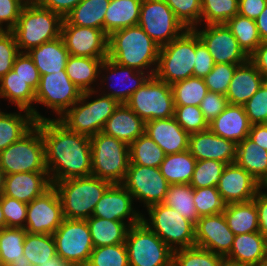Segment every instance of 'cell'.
<instances>
[{
    "label": "cell",
    "mask_w": 267,
    "mask_h": 266,
    "mask_svg": "<svg viewBox=\"0 0 267 266\" xmlns=\"http://www.w3.org/2000/svg\"><path fill=\"white\" fill-rule=\"evenodd\" d=\"M45 147V161L52 184L91 176L90 137L73 132L57 118L36 121Z\"/></svg>",
    "instance_id": "obj_1"
},
{
    "label": "cell",
    "mask_w": 267,
    "mask_h": 266,
    "mask_svg": "<svg viewBox=\"0 0 267 266\" xmlns=\"http://www.w3.org/2000/svg\"><path fill=\"white\" fill-rule=\"evenodd\" d=\"M159 49L160 46L139 25L126 27L109 35L108 58L141 72L149 68L150 76L155 75Z\"/></svg>",
    "instance_id": "obj_2"
},
{
    "label": "cell",
    "mask_w": 267,
    "mask_h": 266,
    "mask_svg": "<svg viewBox=\"0 0 267 266\" xmlns=\"http://www.w3.org/2000/svg\"><path fill=\"white\" fill-rule=\"evenodd\" d=\"M63 20L60 14L41 7L36 1L26 3L11 30L19 52H28L31 48L60 37Z\"/></svg>",
    "instance_id": "obj_3"
},
{
    "label": "cell",
    "mask_w": 267,
    "mask_h": 266,
    "mask_svg": "<svg viewBox=\"0 0 267 266\" xmlns=\"http://www.w3.org/2000/svg\"><path fill=\"white\" fill-rule=\"evenodd\" d=\"M111 185L109 181L92 175L53 183L62 203L64 218L78 220L92 216L96 203Z\"/></svg>",
    "instance_id": "obj_4"
},
{
    "label": "cell",
    "mask_w": 267,
    "mask_h": 266,
    "mask_svg": "<svg viewBox=\"0 0 267 266\" xmlns=\"http://www.w3.org/2000/svg\"><path fill=\"white\" fill-rule=\"evenodd\" d=\"M95 93H98V90L82 92L80 99L57 119L69 130L88 137L103 131L107 119L119 103L102 93L97 99L87 102Z\"/></svg>",
    "instance_id": "obj_5"
},
{
    "label": "cell",
    "mask_w": 267,
    "mask_h": 266,
    "mask_svg": "<svg viewBox=\"0 0 267 266\" xmlns=\"http://www.w3.org/2000/svg\"><path fill=\"white\" fill-rule=\"evenodd\" d=\"M90 141L91 175L122 184L130 164L129 145L102 131L90 137Z\"/></svg>",
    "instance_id": "obj_6"
},
{
    "label": "cell",
    "mask_w": 267,
    "mask_h": 266,
    "mask_svg": "<svg viewBox=\"0 0 267 266\" xmlns=\"http://www.w3.org/2000/svg\"><path fill=\"white\" fill-rule=\"evenodd\" d=\"M195 30L186 29L180 36L159 49L155 76L169 85L193 77Z\"/></svg>",
    "instance_id": "obj_7"
},
{
    "label": "cell",
    "mask_w": 267,
    "mask_h": 266,
    "mask_svg": "<svg viewBox=\"0 0 267 266\" xmlns=\"http://www.w3.org/2000/svg\"><path fill=\"white\" fill-rule=\"evenodd\" d=\"M149 222L144 223L173 251L195 246V225L164 203L147 208Z\"/></svg>",
    "instance_id": "obj_8"
},
{
    "label": "cell",
    "mask_w": 267,
    "mask_h": 266,
    "mask_svg": "<svg viewBox=\"0 0 267 266\" xmlns=\"http://www.w3.org/2000/svg\"><path fill=\"white\" fill-rule=\"evenodd\" d=\"M0 168L5 175L21 172H48L44 142L37 125L20 140L0 152Z\"/></svg>",
    "instance_id": "obj_9"
},
{
    "label": "cell",
    "mask_w": 267,
    "mask_h": 266,
    "mask_svg": "<svg viewBox=\"0 0 267 266\" xmlns=\"http://www.w3.org/2000/svg\"><path fill=\"white\" fill-rule=\"evenodd\" d=\"M125 245L129 266H172L173 250L142 222L129 227Z\"/></svg>",
    "instance_id": "obj_10"
},
{
    "label": "cell",
    "mask_w": 267,
    "mask_h": 266,
    "mask_svg": "<svg viewBox=\"0 0 267 266\" xmlns=\"http://www.w3.org/2000/svg\"><path fill=\"white\" fill-rule=\"evenodd\" d=\"M144 122L174 116V99L171 85L155 75L138 88L125 103Z\"/></svg>",
    "instance_id": "obj_11"
},
{
    "label": "cell",
    "mask_w": 267,
    "mask_h": 266,
    "mask_svg": "<svg viewBox=\"0 0 267 266\" xmlns=\"http://www.w3.org/2000/svg\"><path fill=\"white\" fill-rule=\"evenodd\" d=\"M57 255L72 266H86L94 248L86 220L65 218L52 234Z\"/></svg>",
    "instance_id": "obj_12"
},
{
    "label": "cell",
    "mask_w": 267,
    "mask_h": 266,
    "mask_svg": "<svg viewBox=\"0 0 267 266\" xmlns=\"http://www.w3.org/2000/svg\"><path fill=\"white\" fill-rule=\"evenodd\" d=\"M138 25L160 47L186 30L164 0H143Z\"/></svg>",
    "instance_id": "obj_13"
},
{
    "label": "cell",
    "mask_w": 267,
    "mask_h": 266,
    "mask_svg": "<svg viewBox=\"0 0 267 266\" xmlns=\"http://www.w3.org/2000/svg\"><path fill=\"white\" fill-rule=\"evenodd\" d=\"M82 91L70 80L66 70L41 75L35 103L47 106L61 117L81 97Z\"/></svg>",
    "instance_id": "obj_14"
},
{
    "label": "cell",
    "mask_w": 267,
    "mask_h": 266,
    "mask_svg": "<svg viewBox=\"0 0 267 266\" xmlns=\"http://www.w3.org/2000/svg\"><path fill=\"white\" fill-rule=\"evenodd\" d=\"M122 185L148 208L163 203L170 184L159 168L130 163Z\"/></svg>",
    "instance_id": "obj_15"
},
{
    "label": "cell",
    "mask_w": 267,
    "mask_h": 266,
    "mask_svg": "<svg viewBox=\"0 0 267 266\" xmlns=\"http://www.w3.org/2000/svg\"><path fill=\"white\" fill-rule=\"evenodd\" d=\"M64 219L60 197L52 186L27 204L25 230L31 234H53Z\"/></svg>",
    "instance_id": "obj_16"
},
{
    "label": "cell",
    "mask_w": 267,
    "mask_h": 266,
    "mask_svg": "<svg viewBox=\"0 0 267 266\" xmlns=\"http://www.w3.org/2000/svg\"><path fill=\"white\" fill-rule=\"evenodd\" d=\"M205 29L194 30L208 48L215 64L229 63L241 65L249 60L226 24H208Z\"/></svg>",
    "instance_id": "obj_17"
},
{
    "label": "cell",
    "mask_w": 267,
    "mask_h": 266,
    "mask_svg": "<svg viewBox=\"0 0 267 266\" xmlns=\"http://www.w3.org/2000/svg\"><path fill=\"white\" fill-rule=\"evenodd\" d=\"M61 37L69 55L107 58L109 36L104 30L75 25H62Z\"/></svg>",
    "instance_id": "obj_18"
},
{
    "label": "cell",
    "mask_w": 267,
    "mask_h": 266,
    "mask_svg": "<svg viewBox=\"0 0 267 266\" xmlns=\"http://www.w3.org/2000/svg\"><path fill=\"white\" fill-rule=\"evenodd\" d=\"M133 196L122 184H112L96 203L93 217L126 223L129 226L142 222V213L134 210ZM125 219V220H124Z\"/></svg>",
    "instance_id": "obj_19"
},
{
    "label": "cell",
    "mask_w": 267,
    "mask_h": 266,
    "mask_svg": "<svg viewBox=\"0 0 267 266\" xmlns=\"http://www.w3.org/2000/svg\"><path fill=\"white\" fill-rule=\"evenodd\" d=\"M234 236L223 213L201 216L195 224V246L222 257L229 254Z\"/></svg>",
    "instance_id": "obj_20"
},
{
    "label": "cell",
    "mask_w": 267,
    "mask_h": 266,
    "mask_svg": "<svg viewBox=\"0 0 267 266\" xmlns=\"http://www.w3.org/2000/svg\"><path fill=\"white\" fill-rule=\"evenodd\" d=\"M260 183L236 163L227 164L217 184V190L226 204L253 200Z\"/></svg>",
    "instance_id": "obj_21"
},
{
    "label": "cell",
    "mask_w": 267,
    "mask_h": 266,
    "mask_svg": "<svg viewBox=\"0 0 267 266\" xmlns=\"http://www.w3.org/2000/svg\"><path fill=\"white\" fill-rule=\"evenodd\" d=\"M237 145L207 129L189 135L188 150L196 160L213 159L227 165L235 163Z\"/></svg>",
    "instance_id": "obj_22"
},
{
    "label": "cell",
    "mask_w": 267,
    "mask_h": 266,
    "mask_svg": "<svg viewBox=\"0 0 267 266\" xmlns=\"http://www.w3.org/2000/svg\"><path fill=\"white\" fill-rule=\"evenodd\" d=\"M53 186L48 172H21L5 175L3 195L30 203Z\"/></svg>",
    "instance_id": "obj_23"
},
{
    "label": "cell",
    "mask_w": 267,
    "mask_h": 266,
    "mask_svg": "<svg viewBox=\"0 0 267 266\" xmlns=\"http://www.w3.org/2000/svg\"><path fill=\"white\" fill-rule=\"evenodd\" d=\"M145 133L166 155L188 150L189 134L177 123L174 116L145 122Z\"/></svg>",
    "instance_id": "obj_24"
},
{
    "label": "cell",
    "mask_w": 267,
    "mask_h": 266,
    "mask_svg": "<svg viewBox=\"0 0 267 266\" xmlns=\"http://www.w3.org/2000/svg\"><path fill=\"white\" fill-rule=\"evenodd\" d=\"M102 70L103 71L105 70V72L107 71L110 74V76L109 75H106V76L102 75V79L100 81L102 83L106 82L110 79H111V81H113L112 78H114L115 76H116L115 78H117L119 75L121 76L122 81L125 80L124 82H122L119 79L120 82L122 83V85L123 86L125 85L124 87L123 86L121 87L123 89H118V88L114 89L113 86H110V89H109L110 92L109 93L108 92L102 93L104 95H108V96L112 97L119 104H125L129 100L130 96L138 88H140L150 77V71H148V70L146 71L147 74H145V71L141 72V71H137V70L130 68V67L119 65L115 61H113L112 59H110L108 57L106 59H104L103 63L101 64L100 74L102 73ZM130 81H132V82H130ZM111 90H112V92H111Z\"/></svg>",
    "instance_id": "obj_25"
},
{
    "label": "cell",
    "mask_w": 267,
    "mask_h": 266,
    "mask_svg": "<svg viewBox=\"0 0 267 266\" xmlns=\"http://www.w3.org/2000/svg\"><path fill=\"white\" fill-rule=\"evenodd\" d=\"M251 124L243 105L228 106L211 122L209 129L226 140L237 144L249 136Z\"/></svg>",
    "instance_id": "obj_26"
},
{
    "label": "cell",
    "mask_w": 267,
    "mask_h": 266,
    "mask_svg": "<svg viewBox=\"0 0 267 266\" xmlns=\"http://www.w3.org/2000/svg\"><path fill=\"white\" fill-rule=\"evenodd\" d=\"M264 81L263 75L250 60L238 65L226 93L228 103L244 105L258 91Z\"/></svg>",
    "instance_id": "obj_27"
},
{
    "label": "cell",
    "mask_w": 267,
    "mask_h": 266,
    "mask_svg": "<svg viewBox=\"0 0 267 266\" xmlns=\"http://www.w3.org/2000/svg\"><path fill=\"white\" fill-rule=\"evenodd\" d=\"M102 132L130 145L145 133V122L126 104H119L107 119Z\"/></svg>",
    "instance_id": "obj_28"
},
{
    "label": "cell",
    "mask_w": 267,
    "mask_h": 266,
    "mask_svg": "<svg viewBox=\"0 0 267 266\" xmlns=\"http://www.w3.org/2000/svg\"><path fill=\"white\" fill-rule=\"evenodd\" d=\"M0 98L8 99L21 112L23 109L30 111L36 121L46 119L32 106L35 91L13 69L0 79Z\"/></svg>",
    "instance_id": "obj_29"
},
{
    "label": "cell",
    "mask_w": 267,
    "mask_h": 266,
    "mask_svg": "<svg viewBox=\"0 0 267 266\" xmlns=\"http://www.w3.org/2000/svg\"><path fill=\"white\" fill-rule=\"evenodd\" d=\"M226 258L246 266H257L267 259V240L259 232L235 235Z\"/></svg>",
    "instance_id": "obj_30"
},
{
    "label": "cell",
    "mask_w": 267,
    "mask_h": 266,
    "mask_svg": "<svg viewBox=\"0 0 267 266\" xmlns=\"http://www.w3.org/2000/svg\"><path fill=\"white\" fill-rule=\"evenodd\" d=\"M28 55L32 58L40 75L65 70L69 55L62 37L31 48Z\"/></svg>",
    "instance_id": "obj_31"
},
{
    "label": "cell",
    "mask_w": 267,
    "mask_h": 266,
    "mask_svg": "<svg viewBox=\"0 0 267 266\" xmlns=\"http://www.w3.org/2000/svg\"><path fill=\"white\" fill-rule=\"evenodd\" d=\"M143 0H110L104 18V31L109 36L126 27L136 26Z\"/></svg>",
    "instance_id": "obj_32"
},
{
    "label": "cell",
    "mask_w": 267,
    "mask_h": 266,
    "mask_svg": "<svg viewBox=\"0 0 267 266\" xmlns=\"http://www.w3.org/2000/svg\"><path fill=\"white\" fill-rule=\"evenodd\" d=\"M109 4L110 0H82L64 17L62 25L104 30V18Z\"/></svg>",
    "instance_id": "obj_33"
},
{
    "label": "cell",
    "mask_w": 267,
    "mask_h": 266,
    "mask_svg": "<svg viewBox=\"0 0 267 266\" xmlns=\"http://www.w3.org/2000/svg\"><path fill=\"white\" fill-rule=\"evenodd\" d=\"M106 58L70 55L65 67L70 80L82 91H92V83L100 77V67Z\"/></svg>",
    "instance_id": "obj_34"
},
{
    "label": "cell",
    "mask_w": 267,
    "mask_h": 266,
    "mask_svg": "<svg viewBox=\"0 0 267 266\" xmlns=\"http://www.w3.org/2000/svg\"><path fill=\"white\" fill-rule=\"evenodd\" d=\"M235 163L260 184L267 177V151L249 137L238 143Z\"/></svg>",
    "instance_id": "obj_35"
},
{
    "label": "cell",
    "mask_w": 267,
    "mask_h": 266,
    "mask_svg": "<svg viewBox=\"0 0 267 266\" xmlns=\"http://www.w3.org/2000/svg\"><path fill=\"white\" fill-rule=\"evenodd\" d=\"M223 214L234 235L259 232L257 207L253 200L226 204Z\"/></svg>",
    "instance_id": "obj_36"
},
{
    "label": "cell",
    "mask_w": 267,
    "mask_h": 266,
    "mask_svg": "<svg viewBox=\"0 0 267 266\" xmlns=\"http://www.w3.org/2000/svg\"><path fill=\"white\" fill-rule=\"evenodd\" d=\"M23 112L24 114L0 111V152L20 140L36 125L32 113L24 109Z\"/></svg>",
    "instance_id": "obj_37"
},
{
    "label": "cell",
    "mask_w": 267,
    "mask_h": 266,
    "mask_svg": "<svg viewBox=\"0 0 267 266\" xmlns=\"http://www.w3.org/2000/svg\"><path fill=\"white\" fill-rule=\"evenodd\" d=\"M91 239L96 247L125 243L129 224L91 216L86 220Z\"/></svg>",
    "instance_id": "obj_38"
},
{
    "label": "cell",
    "mask_w": 267,
    "mask_h": 266,
    "mask_svg": "<svg viewBox=\"0 0 267 266\" xmlns=\"http://www.w3.org/2000/svg\"><path fill=\"white\" fill-rule=\"evenodd\" d=\"M196 161L189 150H186L166 155L159 169L169 184H189Z\"/></svg>",
    "instance_id": "obj_39"
},
{
    "label": "cell",
    "mask_w": 267,
    "mask_h": 266,
    "mask_svg": "<svg viewBox=\"0 0 267 266\" xmlns=\"http://www.w3.org/2000/svg\"><path fill=\"white\" fill-rule=\"evenodd\" d=\"M193 196L194 188L190 184H170L163 203L195 225L199 216Z\"/></svg>",
    "instance_id": "obj_40"
},
{
    "label": "cell",
    "mask_w": 267,
    "mask_h": 266,
    "mask_svg": "<svg viewBox=\"0 0 267 266\" xmlns=\"http://www.w3.org/2000/svg\"><path fill=\"white\" fill-rule=\"evenodd\" d=\"M130 163L159 168L165 152L146 133L129 145Z\"/></svg>",
    "instance_id": "obj_41"
},
{
    "label": "cell",
    "mask_w": 267,
    "mask_h": 266,
    "mask_svg": "<svg viewBox=\"0 0 267 266\" xmlns=\"http://www.w3.org/2000/svg\"><path fill=\"white\" fill-rule=\"evenodd\" d=\"M225 24L248 56L262 43L255 20L237 14Z\"/></svg>",
    "instance_id": "obj_42"
},
{
    "label": "cell",
    "mask_w": 267,
    "mask_h": 266,
    "mask_svg": "<svg viewBox=\"0 0 267 266\" xmlns=\"http://www.w3.org/2000/svg\"><path fill=\"white\" fill-rule=\"evenodd\" d=\"M23 249L24 257L31 262L32 266H39L57 254L52 234L27 233Z\"/></svg>",
    "instance_id": "obj_43"
},
{
    "label": "cell",
    "mask_w": 267,
    "mask_h": 266,
    "mask_svg": "<svg viewBox=\"0 0 267 266\" xmlns=\"http://www.w3.org/2000/svg\"><path fill=\"white\" fill-rule=\"evenodd\" d=\"M25 228L4 227L0 229L1 266H10L24 255Z\"/></svg>",
    "instance_id": "obj_44"
},
{
    "label": "cell",
    "mask_w": 267,
    "mask_h": 266,
    "mask_svg": "<svg viewBox=\"0 0 267 266\" xmlns=\"http://www.w3.org/2000/svg\"><path fill=\"white\" fill-rule=\"evenodd\" d=\"M174 105L200 106L209 92L204 78L190 77L171 85Z\"/></svg>",
    "instance_id": "obj_45"
},
{
    "label": "cell",
    "mask_w": 267,
    "mask_h": 266,
    "mask_svg": "<svg viewBox=\"0 0 267 266\" xmlns=\"http://www.w3.org/2000/svg\"><path fill=\"white\" fill-rule=\"evenodd\" d=\"M201 20L208 24H225L239 12V0H201Z\"/></svg>",
    "instance_id": "obj_46"
},
{
    "label": "cell",
    "mask_w": 267,
    "mask_h": 266,
    "mask_svg": "<svg viewBox=\"0 0 267 266\" xmlns=\"http://www.w3.org/2000/svg\"><path fill=\"white\" fill-rule=\"evenodd\" d=\"M222 258L212 251L192 246L173 251L172 266H219Z\"/></svg>",
    "instance_id": "obj_47"
},
{
    "label": "cell",
    "mask_w": 267,
    "mask_h": 266,
    "mask_svg": "<svg viewBox=\"0 0 267 266\" xmlns=\"http://www.w3.org/2000/svg\"><path fill=\"white\" fill-rule=\"evenodd\" d=\"M225 163L213 159L197 160L191 182L193 188L217 187Z\"/></svg>",
    "instance_id": "obj_48"
},
{
    "label": "cell",
    "mask_w": 267,
    "mask_h": 266,
    "mask_svg": "<svg viewBox=\"0 0 267 266\" xmlns=\"http://www.w3.org/2000/svg\"><path fill=\"white\" fill-rule=\"evenodd\" d=\"M86 266H129L125 243L93 248Z\"/></svg>",
    "instance_id": "obj_49"
},
{
    "label": "cell",
    "mask_w": 267,
    "mask_h": 266,
    "mask_svg": "<svg viewBox=\"0 0 267 266\" xmlns=\"http://www.w3.org/2000/svg\"><path fill=\"white\" fill-rule=\"evenodd\" d=\"M193 200L199 217L223 213L226 207L217 187L194 188Z\"/></svg>",
    "instance_id": "obj_50"
},
{
    "label": "cell",
    "mask_w": 267,
    "mask_h": 266,
    "mask_svg": "<svg viewBox=\"0 0 267 266\" xmlns=\"http://www.w3.org/2000/svg\"><path fill=\"white\" fill-rule=\"evenodd\" d=\"M174 117L177 123L190 135L209 129V123L204 118L199 106L174 105Z\"/></svg>",
    "instance_id": "obj_51"
},
{
    "label": "cell",
    "mask_w": 267,
    "mask_h": 266,
    "mask_svg": "<svg viewBox=\"0 0 267 266\" xmlns=\"http://www.w3.org/2000/svg\"><path fill=\"white\" fill-rule=\"evenodd\" d=\"M186 29H194L201 20V0H164Z\"/></svg>",
    "instance_id": "obj_52"
},
{
    "label": "cell",
    "mask_w": 267,
    "mask_h": 266,
    "mask_svg": "<svg viewBox=\"0 0 267 266\" xmlns=\"http://www.w3.org/2000/svg\"><path fill=\"white\" fill-rule=\"evenodd\" d=\"M237 66L229 63L214 64L212 71L204 77L208 91L226 95Z\"/></svg>",
    "instance_id": "obj_53"
},
{
    "label": "cell",
    "mask_w": 267,
    "mask_h": 266,
    "mask_svg": "<svg viewBox=\"0 0 267 266\" xmlns=\"http://www.w3.org/2000/svg\"><path fill=\"white\" fill-rule=\"evenodd\" d=\"M243 107L251 125L267 124V80Z\"/></svg>",
    "instance_id": "obj_54"
},
{
    "label": "cell",
    "mask_w": 267,
    "mask_h": 266,
    "mask_svg": "<svg viewBox=\"0 0 267 266\" xmlns=\"http://www.w3.org/2000/svg\"><path fill=\"white\" fill-rule=\"evenodd\" d=\"M1 205L5 217V227L25 228L27 203L2 195Z\"/></svg>",
    "instance_id": "obj_55"
},
{
    "label": "cell",
    "mask_w": 267,
    "mask_h": 266,
    "mask_svg": "<svg viewBox=\"0 0 267 266\" xmlns=\"http://www.w3.org/2000/svg\"><path fill=\"white\" fill-rule=\"evenodd\" d=\"M19 53L14 34L11 31H0V79L12 70Z\"/></svg>",
    "instance_id": "obj_56"
},
{
    "label": "cell",
    "mask_w": 267,
    "mask_h": 266,
    "mask_svg": "<svg viewBox=\"0 0 267 266\" xmlns=\"http://www.w3.org/2000/svg\"><path fill=\"white\" fill-rule=\"evenodd\" d=\"M12 69L36 92L41 75L27 52L16 56Z\"/></svg>",
    "instance_id": "obj_57"
},
{
    "label": "cell",
    "mask_w": 267,
    "mask_h": 266,
    "mask_svg": "<svg viewBox=\"0 0 267 266\" xmlns=\"http://www.w3.org/2000/svg\"><path fill=\"white\" fill-rule=\"evenodd\" d=\"M215 61L209 53L208 48L200 40L197 32L195 31V62L193 77L204 78L213 69Z\"/></svg>",
    "instance_id": "obj_58"
},
{
    "label": "cell",
    "mask_w": 267,
    "mask_h": 266,
    "mask_svg": "<svg viewBox=\"0 0 267 266\" xmlns=\"http://www.w3.org/2000/svg\"><path fill=\"white\" fill-rule=\"evenodd\" d=\"M25 4L23 0H0V31H11L15 27ZM3 23H6L5 29Z\"/></svg>",
    "instance_id": "obj_59"
},
{
    "label": "cell",
    "mask_w": 267,
    "mask_h": 266,
    "mask_svg": "<svg viewBox=\"0 0 267 266\" xmlns=\"http://www.w3.org/2000/svg\"><path fill=\"white\" fill-rule=\"evenodd\" d=\"M228 104L226 95L208 92L202 99L199 107L204 115V118L209 123L216 118L228 106Z\"/></svg>",
    "instance_id": "obj_60"
},
{
    "label": "cell",
    "mask_w": 267,
    "mask_h": 266,
    "mask_svg": "<svg viewBox=\"0 0 267 266\" xmlns=\"http://www.w3.org/2000/svg\"><path fill=\"white\" fill-rule=\"evenodd\" d=\"M259 188L253 201L257 207L259 233L267 240V192Z\"/></svg>",
    "instance_id": "obj_61"
},
{
    "label": "cell",
    "mask_w": 267,
    "mask_h": 266,
    "mask_svg": "<svg viewBox=\"0 0 267 266\" xmlns=\"http://www.w3.org/2000/svg\"><path fill=\"white\" fill-rule=\"evenodd\" d=\"M41 7L60 14L63 18L82 0H35Z\"/></svg>",
    "instance_id": "obj_62"
},
{
    "label": "cell",
    "mask_w": 267,
    "mask_h": 266,
    "mask_svg": "<svg viewBox=\"0 0 267 266\" xmlns=\"http://www.w3.org/2000/svg\"><path fill=\"white\" fill-rule=\"evenodd\" d=\"M267 5V0H239L238 14L256 20Z\"/></svg>",
    "instance_id": "obj_63"
},
{
    "label": "cell",
    "mask_w": 267,
    "mask_h": 266,
    "mask_svg": "<svg viewBox=\"0 0 267 266\" xmlns=\"http://www.w3.org/2000/svg\"><path fill=\"white\" fill-rule=\"evenodd\" d=\"M249 60L267 80V42H262L249 56Z\"/></svg>",
    "instance_id": "obj_64"
},
{
    "label": "cell",
    "mask_w": 267,
    "mask_h": 266,
    "mask_svg": "<svg viewBox=\"0 0 267 266\" xmlns=\"http://www.w3.org/2000/svg\"><path fill=\"white\" fill-rule=\"evenodd\" d=\"M248 137L267 151V124L251 125Z\"/></svg>",
    "instance_id": "obj_65"
},
{
    "label": "cell",
    "mask_w": 267,
    "mask_h": 266,
    "mask_svg": "<svg viewBox=\"0 0 267 266\" xmlns=\"http://www.w3.org/2000/svg\"><path fill=\"white\" fill-rule=\"evenodd\" d=\"M255 21L262 42H267V5Z\"/></svg>",
    "instance_id": "obj_66"
},
{
    "label": "cell",
    "mask_w": 267,
    "mask_h": 266,
    "mask_svg": "<svg viewBox=\"0 0 267 266\" xmlns=\"http://www.w3.org/2000/svg\"><path fill=\"white\" fill-rule=\"evenodd\" d=\"M39 266H72V265L56 254L55 256L51 257L50 260L45 261Z\"/></svg>",
    "instance_id": "obj_67"
},
{
    "label": "cell",
    "mask_w": 267,
    "mask_h": 266,
    "mask_svg": "<svg viewBox=\"0 0 267 266\" xmlns=\"http://www.w3.org/2000/svg\"><path fill=\"white\" fill-rule=\"evenodd\" d=\"M219 266H246V265L240 264V263H238L236 261H233V260H230V259H228L226 257H223L221 259V262H220Z\"/></svg>",
    "instance_id": "obj_68"
},
{
    "label": "cell",
    "mask_w": 267,
    "mask_h": 266,
    "mask_svg": "<svg viewBox=\"0 0 267 266\" xmlns=\"http://www.w3.org/2000/svg\"><path fill=\"white\" fill-rule=\"evenodd\" d=\"M10 266H32L31 262L24 257V255L22 256L21 259L17 260V261H13V263Z\"/></svg>",
    "instance_id": "obj_69"
},
{
    "label": "cell",
    "mask_w": 267,
    "mask_h": 266,
    "mask_svg": "<svg viewBox=\"0 0 267 266\" xmlns=\"http://www.w3.org/2000/svg\"><path fill=\"white\" fill-rule=\"evenodd\" d=\"M5 174L0 168V197L3 195Z\"/></svg>",
    "instance_id": "obj_70"
},
{
    "label": "cell",
    "mask_w": 267,
    "mask_h": 266,
    "mask_svg": "<svg viewBox=\"0 0 267 266\" xmlns=\"http://www.w3.org/2000/svg\"><path fill=\"white\" fill-rule=\"evenodd\" d=\"M5 227V217L2 211L1 197H0V229Z\"/></svg>",
    "instance_id": "obj_71"
},
{
    "label": "cell",
    "mask_w": 267,
    "mask_h": 266,
    "mask_svg": "<svg viewBox=\"0 0 267 266\" xmlns=\"http://www.w3.org/2000/svg\"><path fill=\"white\" fill-rule=\"evenodd\" d=\"M261 189L267 190V177L264 179V181L260 184ZM267 192V191H266Z\"/></svg>",
    "instance_id": "obj_72"
},
{
    "label": "cell",
    "mask_w": 267,
    "mask_h": 266,
    "mask_svg": "<svg viewBox=\"0 0 267 266\" xmlns=\"http://www.w3.org/2000/svg\"><path fill=\"white\" fill-rule=\"evenodd\" d=\"M257 266H267V259L264 260L261 264L257 265Z\"/></svg>",
    "instance_id": "obj_73"
},
{
    "label": "cell",
    "mask_w": 267,
    "mask_h": 266,
    "mask_svg": "<svg viewBox=\"0 0 267 266\" xmlns=\"http://www.w3.org/2000/svg\"><path fill=\"white\" fill-rule=\"evenodd\" d=\"M25 3H29V2H32V1H35V0H23Z\"/></svg>",
    "instance_id": "obj_74"
}]
</instances>
